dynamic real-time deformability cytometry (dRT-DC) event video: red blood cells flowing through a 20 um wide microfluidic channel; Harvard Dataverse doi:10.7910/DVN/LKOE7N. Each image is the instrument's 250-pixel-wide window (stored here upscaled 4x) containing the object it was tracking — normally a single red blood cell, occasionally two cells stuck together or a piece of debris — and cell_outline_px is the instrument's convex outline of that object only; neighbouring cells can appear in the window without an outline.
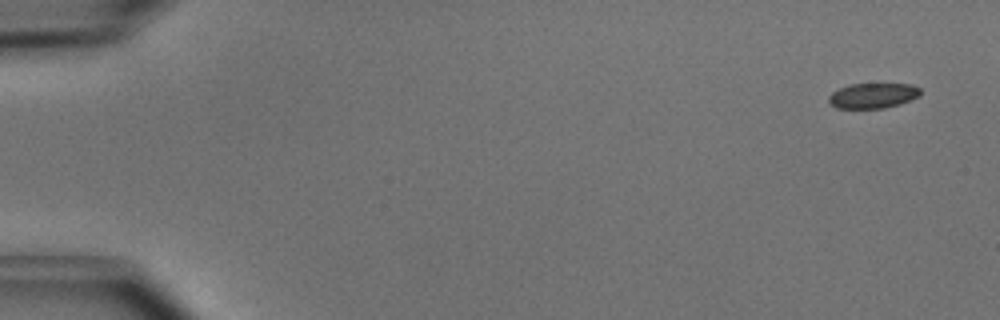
{"species": "common noctule bat (a hibernating species)", "species_latin": "Nyctalus noctula", "temperature_condition": "cold", "stored_images_in_passage": 7, "camera_frame_rate_fps": 3000, "um_per_image_px": 0.085, "animal": {"sex": "male", "body_mass_g": 15.6}, "frame": {"image": 1, "passage_image": 1, "time_ms": 0.0, "image_size_px": [1000, 320], "cell_outline_px": [[920, 96], [900, 104], [884, 108], [836, 108], [828, 100], [828, 96], [832, 92], [848, 84], [912, 84], [920, 88]], "centroid_in_image_um": [74.2, 8.12], "position_along_channel_um": 10.8, "area_um2": 13.47}}
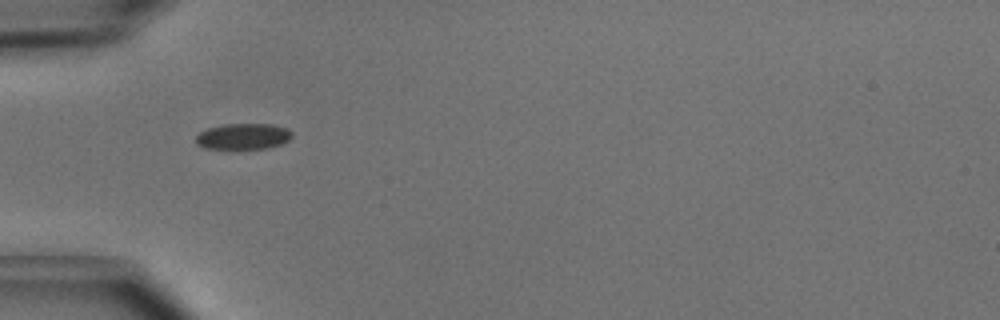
{"frame": {"image": 2, "passage_image": 5, "time_ms": 1.333, "image_size_px": [1000, 320], "cell_outline_px": [[292, 136], [288, 140], [280, 144], [268, 148], [204, 148], [196, 144], [196, 136], [200, 132], [208, 128], [224, 124], [272, 124], [288, 128], [292, 132]], "centroid_in_image_um": [20.68, 11.58], "position_along_channel_um": 64.3, "area_um2": 14.45}}
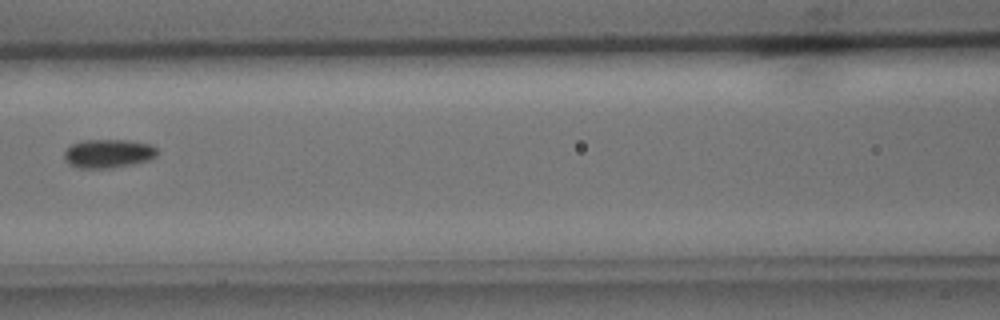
{"frame": {"image": 3, "passage_image": 7, "time_ms": 2.0, "image_size_px": [1000, 320], "cell_outline_px": [[156, 156], [148, 160], [132, 164], [112, 168], [80, 168], [68, 164], [64, 160], [64, 152], [72, 144], [84, 140], [128, 140], [152, 144], [156, 148]], "centroid_in_image_um": [9.19, 13.05], "position_along_channel_um": 157.4, "area_um2": 15.55}}